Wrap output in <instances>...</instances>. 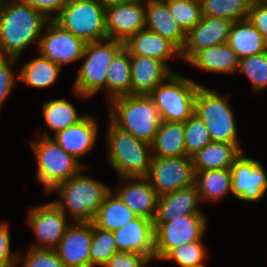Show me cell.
Segmentation results:
<instances>
[{
	"label": "cell",
	"instance_id": "1",
	"mask_svg": "<svg viewBox=\"0 0 267 267\" xmlns=\"http://www.w3.org/2000/svg\"><path fill=\"white\" fill-rule=\"evenodd\" d=\"M49 19L32 6L11 0L0 10V56L20 59L37 41Z\"/></svg>",
	"mask_w": 267,
	"mask_h": 267
},
{
	"label": "cell",
	"instance_id": "2",
	"mask_svg": "<svg viewBox=\"0 0 267 267\" xmlns=\"http://www.w3.org/2000/svg\"><path fill=\"white\" fill-rule=\"evenodd\" d=\"M57 184L48 194L54 192L60 197L53 200L65 214L73 217V222H92L94 216L104 202L107 194L112 190L104 182L92 178L83 172Z\"/></svg>",
	"mask_w": 267,
	"mask_h": 267
},
{
	"label": "cell",
	"instance_id": "3",
	"mask_svg": "<svg viewBox=\"0 0 267 267\" xmlns=\"http://www.w3.org/2000/svg\"><path fill=\"white\" fill-rule=\"evenodd\" d=\"M109 121L135 138L152 144L161 118L148 95H128L108 102Z\"/></svg>",
	"mask_w": 267,
	"mask_h": 267
},
{
	"label": "cell",
	"instance_id": "4",
	"mask_svg": "<svg viewBox=\"0 0 267 267\" xmlns=\"http://www.w3.org/2000/svg\"><path fill=\"white\" fill-rule=\"evenodd\" d=\"M106 134L108 161L122 177H147L152 160L151 144L135 138L109 122Z\"/></svg>",
	"mask_w": 267,
	"mask_h": 267
},
{
	"label": "cell",
	"instance_id": "5",
	"mask_svg": "<svg viewBox=\"0 0 267 267\" xmlns=\"http://www.w3.org/2000/svg\"><path fill=\"white\" fill-rule=\"evenodd\" d=\"M30 141L37 161L36 179L48 194L57 184L64 182L87 167L67 153L44 130V133Z\"/></svg>",
	"mask_w": 267,
	"mask_h": 267
},
{
	"label": "cell",
	"instance_id": "6",
	"mask_svg": "<svg viewBox=\"0 0 267 267\" xmlns=\"http://www.w3.org/2000/svg\"><path fill=\"white\" fill-rule=\"evenodd\" d=\"M124 43L114 39L87 42L81 60H84L73 83L75 95L90 98L105 91L108 67Z\"/></svg>",
	"mask_w": 267,
	"mask_h": 267
},
{
	"label": "cell",
	"instance_id": "7",
	"mask_svg": "<svg viewBox=\"0 0 267 267\" xmlns=\"http://www.w3.org/2000/svg\"><path fill=\"white\" fill-rule=\"evenodd\" d=\"M200 85L174 72L148 96L157 107L161 121L184 123L194 115L196 94Z\"/></svg>",
	"mask_w": 267,
	"mask_h": 267
},
{
	"label": "cell",
	"instance_id": "8",
	"mask_svg": "<svg viewBox=\"0 0 267 267\" xmlns=\"http://www.w3.org/2000/svg\"><path fill=\"white\" fill-rule=\"evenodd\" d=\"M194 115L206 125L212 142L240 144L235 115L228 96L200 85L196 94Z\"/></svg>",
	"mask_w": 267,
	"mask_h": 267
},
{
	"label": "cell",
	"instance_id": "9",
	"mask_svg": "<svg viewBox=\"0 0 267 267\" xmlns=\"http://www.w3.org/2000/svg\"><path fill=\"white\" fill-rule=\"evenodd\" d=\"M105 15L106 9L95 0H68L54 20L87 43L108 38Z\"/></svg>",
	"mask_w": 267,
	"mask_h": 267
},
{
	"label": "cell",
	"instance_id": "10",
	"mask_svg": "<svg viewBox=\"0 0 267 267\" xmlns=\"http://www.w3.org/2000/svg\"><path fill=\"white\" fill-rule=\"evenodd\" d=\"M154 259H161L178 246L203 240L207 229L205 214L180 216L168 222H153Z\"/></svg>",
	"mask_w": 267,
	"mask_h": 267
},
{
	"label": "cell",
	"instance_id": "11",
	"mask_svg": "<svg viewBox=\"0 0 267 267\" xmlns=\"http://www.w3.org/2000/svg\"><path fill=\"white\" fill-rule=\"evenodd\" d=\"M146 178L158 196L189 187L195 179L192 157H152Z\"/></svg>",
	"mask_w": 267,
	"mask_h": 267
},
{
	"label": "cell",
	"instance_id": "12",
	"mask_svg": "<svg viewBox=\"0 0 267 267\" xmlns=\"http://www.w3.org/2000/svg\"><path fill=\"white\" fill-rule=\"evenodd\" d=\"M37 46L40 55L62 68L63 65L81 60L86 42L53 19L47 22Z\"/></svg>",
	"mask_w": 267,
	"mask_h": 267
},
{
	"label": "cell",
	"instance_id": "13",
	"mask_svg": "<svg viewBox=\"0 0 267 267\" xmlns=\"http://www.w3.org/2000/svg\"><path fill=\"white\" fill-rule=\"evenodd\" d=\"M67 215L52 201L31 208L28 224L32 229L36 243L30 248L55 249L64 236L67 226L72 223Z\"/></svg>",
	"mask_w": 267,
	"mask_h": 267
},
{
	"label": "cell",
	"instance_id": "14",
	"mask_svg": "<svg viewBox=\"0 0 267 267\" xmlns=\"http://www.w3.org/2000/svg\"><path fill=\"white\" fill-rule=\"evenodd\" d=\"M232 196L243 202H259L267 192V172L258 160L245 157L244 153L230 168Z\"/></svg>",
	"mask_w": 267,
	"mask_h": 267
},
{
	"label": "cell",
	"instance_id": "15",
	"mask_svg": "<svg viewBox=\"0 0 267 267\" xmlns=\"http://www.w3.org/2000/svg\"><path fill=\"white\" fill-rule=\"evenodd\" d=\"M105 20L108 38L124 43L145 28V0H129L108 7Z\"/></svg>",
	"mask_w": 267,
	"mask_h": 267
},
{
	"label": "cell",
	"instance_id": "16",
	"mask_svg": "<svg viewBox=\"0 0 267 267\" xmlns=\"http://www.w3.org/2000/svg\"><path fill=\"white\" fill-rule=\"evenodd\" d=\"M233 23L225 18L202 16L200 22L186 33L181 59L187 62L202 49L227 43Z\"/></svg>",
	"mask_w": 267,
	"mask_h": 267
},
{
	"label": "cell",
	"instance_id": "17",
	"mask_svg": "<svg viewBox=\"0 0 267 267\" xmlns=\"http://www.w3.org/2000/svg\"><path fill=\"white\" fill-rule=\"evenodd\" d=\"M55 248L65 267H90V247L93 234L92 222H73Z\"/></svg>",
	"mask_w": 267,
	"mask_h": 267
},
{
	"label": "cell",
	"instance_id": "18",
	"mask_svg": "<svg viewBox=\"0 0 267 267\" xmlns=\"http://www.w3.org/2000/svg\"><path fill=\"white\" fill-rule=\"evenodd\" d=\"M120 189L115 193L137 216L154 220L158 195L146 177L119 178Z\"/></svg>",
	"mask_w": 267,
	"mask_h": 267
},
{
	"label": "cell",
	"instance_id": "19",
	"mask_svg": "<svg viewBox=\"0 0 267 267\" xmlns=\"http://www.w3.org/2000/svg\"><path fill=\"white\" fill-rule=\"evenodd\" d=\"M113 235L118 252L139 253L154 260L153 220L137 216Z\"/></svg>",
	"mask_w": 267,
	"mask_h": 267
},
{
	"label": "cell",
	"instance_id": "20",
	"mask_svg": "<svg viewBox=\"0 0 267 267\" xmlns=\"http://www.w3.org/2000/svg\"><path fill=\"white\" fill-rule=\"evenodd\" d=\"M98 125L95 116L89 113L75 125L57 132L52 138L81 163L79 159L90 153L96 144Z\"/></svg>",
	"mask_w": 267,
	"mask_h": 267
},
{
	"label": "cell",
	"instance_id": "21",
	"mask_svg": "<svg viewBox=\"0 0 267 267\" xmlns=\"http://www.w3.org/2000/svg\"><path fill=\"white\" fill-rule=\"evenodd\" d=\"M131 95H148L164 82L174 70L163 61L140 55H130Z\"/></svg>",
	"mask_w": 267,
	"mask_h": 267
},
{
	"label": "cell",
	"instance_id": "22",
	"mask_svg": "<svg viewBox=\"0 0 267 267\" xmlns=\"http://www.w3.org/2000/svg\"><path fill=\"white\" fill-rule=\"evenodd\" d=\"M201 201L195 184L158 197L153 222H168L180 216L203 214L198 208Z\"/></svg>",
	"mask_w": 267,
	"mask_h": 267
},
{
	"label": "cell",
	"instance_id": "23",
	"mask_svg": "<svg viewBox=\"0 0 267 267\" xmlns=\"http://www.w3.org/2000/svg\"><path fill=\"white\" fill-rule=\"evenodd\" d=\"M124 48L130 55L151 57L163 61L166 65L167 60L171 58H181V51L172 42L146 28L124 42Z\"/></svg>",
	"mask_w": 267,
	"mask_h": 267
},
{
	"label": "cell",
	"instance_id": "24",
	"mask_svg": "<svg viewBox=\"0 0 267 267\" xmlns=\"http://www.w3.org/2000/svg\"><path fill=\"white\" fill-rule=\"evenodd\" d=\"M145 28L169 40L180 51L184 47L186 33L173 19L165 2L145 0Z\"/></svg>",
	"mask_w": 267,
	"mask_h": 267
},
{
	"label": "cell",
	"instance_id": "25",
	"mask_svg": "<svg viewBox=\"0 0 267 267\" xmlns=\"http://www.w3.org/2000/svg\"><path fill=\"white\" fill-rule=\"evenodd\" d=\"M239 62L237 53L228 43H223L196 52L186 63L214 74H234Z\"/></svg>",
	"mask_w": 267,
	"mask_h": 267
},
{
	"label": "cell",
	"instance_id": "26",
	"mask_svg": "<svg viewBox=\"0 0 267 267\" xmlns=\"http://www.w3.org/2000/svg\"><path fill=\"white\" fill-rule=\"evenodd\" d=\"M242 152L240 144L210 142L192 156L194 173L211 169H230Z\"/></svg>",
	"mask_w": 267,
	"mask_h": 267
},
{
	"label": "cell",
	"instance_id": "27",
	"mask_svg": "<svg viewBox=\"0 0 267 267\" xmlns=\"http://www.w3.org/2000/svg\"><path fill=\"white\" fill-rule=\"evenodd\" d=\"M227 43L240 59L267 51V41L248 19L233 23Z\"/></svg>",
	"mask_w": 267,
	"mask_h": 267
},
{
	"label": "cell",
	"instance_id": "28",
	"mask_svg": "<svg viewBox=\"0 0 267 267\" xmlns=\"http://www.w3.org/2000/svg\"><path fill=\"white\" fill-rule=\"evenodd\" d=\"M151 149L152 157L187 156L184 123L161 121Z\"/></svg>",
	"mask_w": 267,
	"mask_h": 267
},
{
	"label": "cell",
	"instance_id": "29",
	"mask_svg": "<svg viewBox=\"0 0 267 267\" xmlns=\"http://www.w3.org/2000/svg\"><path fill=\"white\" fill-rule=\"evenodd\" d=\"M194 184L201 202H217L230 193L232 195V174L230 169H211L195 172Z\"/></svg>",
	"mask_w": 267,
	"mask_h": 267
},
{
	"label": "cell",
	"instance_id": "30",
	"mask_svg": "<svg viewBox=\"0 0 267 267\" xmlns=\"http://www.w3.org/2000/svg\"><path fill=\"white\" fill-rule=\"evenodd\" d=\"M107 100L131 95L130 54L123 47L112 59L105 81Z\"/></svg>",
	"mask_w": 267,
	"mask_h": 267
},
{
	"label": "cell",
	"instance_id": "31",
	"mask_svg": "<svg viewBox=\"0 0 267 267\" xmlns=\"http://www.w3.org/2000/svg\"><path fill=\"white\" fill-rule=\"evenodd\" d=\"M136 217L137 215L122 202L112 189L105 197L92 223L100 229L113 232Z\"/></svg>",
	"mask_w": 267,
	"mask_h": 267
},
{
	"label": "cell",
	"instance_id": "32",
	"mask_svg": "<svg viewBox=\"0 0 267 267\" xmlns=\"http://www.w3.org/2000/svg\"><path fill=\"white\" fill-rule=\"evenodd\" d=\"M61 69L58 64L39 55L17 70L18 81L33 88H47L58 80Z\"/></svg>",
	"mask_w": 267,
	"mask_h": 267
},
{
	"label": "cell",
	"instance_id": "33",
	"mask_svg": "<svg viewBox=\"0 0 267 267\" xmlns=\"http://www.w3.org/2000/svg\"><path fill=\"white\" fill-rule=\"evenodd\" d=\"M74 105L65 99H54L43 103L42 115L45 126L54 132V135L69 126L75 125L86 114L80 115Z\"/></svg>",
	"mask_w": 267,
	"mask_h": 267
},
{
	"label": "cell",
	"instance_id": "34",
	"mask_svg": "<svg viewBox=\"0 0 267 267\" xmlns=\"http://www.w3.org/2000/svg\"><path fill=\"white\" fill-rule=\"evenodd\" d=\"M202 16L218 17L233 22L247 19L252 0H200Z\"/></svg>",
	"mask_w": 267,
	"mask_h": 267
},
{
	"label": "cell",
	"instance_id": "35",
	"mask_svg": "<svg viewBox=\"0 0 267 267\" xmlns=\"http://www.w3.org/2000/svg\"><path fill=\"white\" fill-rule=\"evenodd\" d=\"M90 267H102L118 252L112 231L100 229L93 224L90 247Z\"/></svg>",
	"mask_w": 267,
	"mask_h": 267
},
{
	"label": "cell",
	"instance_id": "36",
	"mask_svg": "<svg viewBox=\"0 0 267 267\" xmlns=\"http://www.w3.org/2000/svg\"><path fill=\"white\" fill-rule=\"evenodd\" d=\"M250 80L254 93L267 88V51L240 59L238 70Z\"/></svg>",
	"mask_w": 267,
	"mask_h": 267
},
{
	"label": "cell",
	"instance_id": "37",
	"mask_svg": "<svg viewBox=\"0 0 267 267\" xmlns=\"http://www.w3.org/2000/svg\"><path fill=\"white\" fill-rule=\"evenodd\" d=\"M165 3L173 19L185 33L200 22L202 17L200 0H172Z\"/></svg>",
	"mask_w": 267,
	"mask_h": 267
},
{
	"label": "cell",
	"instance_id": "38",
	"mask_svg": "<svg viewBox=\"0 0 267 267\" xmlns=\"http://www.w3.org/2000/svg\"><path fill=\"white\" fill-rule=\"evenodd\" d=\"M184 139L186 154L189 157L212 142L206 125L196 115L184 122Z\"/></svg>",
	"mask_w": 267,
	"mask_h": 267
},
{
	"label": "cell",
	"instance_id": "39",
	"mask_svg": "<svg viewBox=\"0 0 267 267\" xmlns=\"http://www.w3.org/2000/svg\"><path fill=\"white\" fill-rule=\"evenodd\" d=\"M207 251L203 241H194L171 249L161 260L175 261L180 267L205 263Z\"/></svg>",
	"mask_w": 267,
	"mask_h": 267
},
{
	"label": "cell",
	"instance_id": "40",
	"mask_svg": "<svg viewBox=\"0 0 267 267\" xmlns=\"http://www.w3.org/2000/svg\"><path fill=\"white\" fill-rule=\"evenodd\" d=\"M18 252L17 267H65L55 249L28 248L26 255Z\"/></svg>",
	"mask_w": 267,
	"mask_h": 267
},
{
	"label": "cell",
	"instance_id": "41",
	"mask_svg": "<svg viewBox=\"0 0 267 267\" xmlns=\"http://www.w3.org/2000/svg\"><path fill=\"white\" fill-rule=\"evenodd\" d=\"M18 61V58L0 56V110L19 80L18 72L13 71Z\"/></svg>",
	"mask_w": 267,
	"mask_h": 267
},
{
	"label": "cell",
	"instance_id": "42",
	"mask_svg": "<svg viewBox=\"0 0 267 267\" xmlns=\"http://www.w3.org/2000/svg\"><path fill=\"white\" fill-rule=\"evenodd\" d=\"M11 235L8 223H0V267H17L18 251L11 250Z\"/></svg>",
	"mask_w": 267,
	"mask_h": 267
},
{
	"label": "cell",
	"instance_id": "43",
	"mask_svg": "<svg viewBox=\"0 0 267 267\" xmlns=\"http://www.w3.org/2000/svg\"><path fill=\"white\" fill-rule=\"evenodd\" d=\"M150 260L139 253L117 252L102 267H146Z\"/></svg>",
	"mask_w": 267,
	"mask_h": 267
},
{
	"label": "cell",
	"instance_id": "44",
	"mask_svg": "<svg viewBox=\"0 0 267 267\" xmlns=\"http://www.w3.org/2000/svg\"><path fill=\"white\" fill-rule=\"evenodd\" d=\"M20 4L34 7L49 20L55 19L67 4L68 0H16ZM54 14V15H53Z\"/></svg>",
	"mask_w": 267,
	"mask_h": 267
},
{
	"label": "cell",
	"instance_id": "45",
	"mask_svg": "<svg viewBox=\"0 0 267 267\" xmlns=\"http://www.w3.org/2000/svg\"><path fill=\"white\" fill-rule=\"evenodd\" d=\"M247 19L257 28L262 37L267 41V6L251 2Z\"/></svg>",
	"mask_w": 267,
	"mask_h": 267
},
{
	"label": "cell",
	"instance_id": "46",
	"mask_svg": "<svg viewBox=\"0 0 267 267\" xmlns=\"http://www.w3.org/2000/svg\"><path fill=\"white\" fill-rule=\"evenodd\" d=\"M95 1H97L102 7L106 9L110 6L121 4L129 0H95Z\"/></svg>",
	"mask_w": 267,
	"mask_h": 267
},
{
	"label": "cell",
	"instance_id": "47",
	"mask_svg": "<svg viewBox=\"0 0 267 267\" xmlns=\"http://www.w3.org/2000/svg\"><path fill=\"white\" fill-rule=\"evenodd\" d=\"M252 3L267 6V0H252Z\"/></svg>",
	"mask_w": 267,
	"mask_h": 267
},
{
	"label": "cell",
	"instance_id": "48",
	"mask_svg": "<svg viewBox=\"0 0 267 267\" xmlns=\"http://www.w3.org/2000/svg\"><path fill=\"white\" fill-rule=\"evenodd\" d=\"M11 0H0V10Z\"/></svg>",
	"mask_w": 267,
	"mask_h": 267
},
{
	"label": "cell",
	"instance_id": "49",
	"mask_svg": "<svg viewBox=\"0 0 267 267\" xmlns=\"http://www.w3.org/2000/svg\"><path fill=\"white\" fill-rule=\"evenodd\" d=\"M184 267H206V265L204 263H198L195 265H188V266H184Z\"/></svg>",
	"mask_w": 267,
	"mask_h": 267
},
{
	"label": "cell",
	"instance_id": "50",
	"mask_svg": "<svg viewBox=\"0 0 267 267\" xmlns=\"http://www.w3.org/2000/svg\"><path fill=\"white\" fill-rule=\"evenodd\" d=\"M157 1L167 2V1H172V0H157Z\"/></svg>",
	"mask_w": 267,
	"mask_h": 267
}]
</instances>
